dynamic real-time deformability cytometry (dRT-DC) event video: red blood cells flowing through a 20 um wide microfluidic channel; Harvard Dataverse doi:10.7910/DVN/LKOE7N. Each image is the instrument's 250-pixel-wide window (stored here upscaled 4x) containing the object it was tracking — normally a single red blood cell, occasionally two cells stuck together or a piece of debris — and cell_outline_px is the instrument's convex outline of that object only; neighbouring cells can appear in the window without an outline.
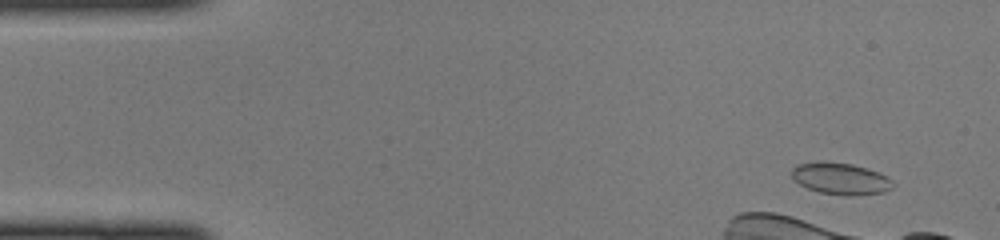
{"species": "common noctule bat (a hibernating species)", "species_latin": "Nyctalus noctula", "temperature_condition": "cold", "stored_images_in_passage": 9, "camera_frame_rate_fps": 3000, "um_per_image_px": 0.085, "animal": {"sex": "female", "body_mass_g": 22.0, "forearm_length_mm": 56.7}, "frame": {"image": 1, "passage_image": 4, "time_ms": 1.0, "image_size_px": [1000, 240], "cell_outline_px": [[896, 184], [892, 188], [884, 192], [856, 196], [844, 196], [820, 192], [808, 188], [792, 180], [792, 168], [796, 164], [824, 160], [852, 164], [868, 168], [888, 176]], "centroid_in_image_um": [71.47, 15.18], "position_along_channel_um": 13.5, "area_um2": 19.19}}